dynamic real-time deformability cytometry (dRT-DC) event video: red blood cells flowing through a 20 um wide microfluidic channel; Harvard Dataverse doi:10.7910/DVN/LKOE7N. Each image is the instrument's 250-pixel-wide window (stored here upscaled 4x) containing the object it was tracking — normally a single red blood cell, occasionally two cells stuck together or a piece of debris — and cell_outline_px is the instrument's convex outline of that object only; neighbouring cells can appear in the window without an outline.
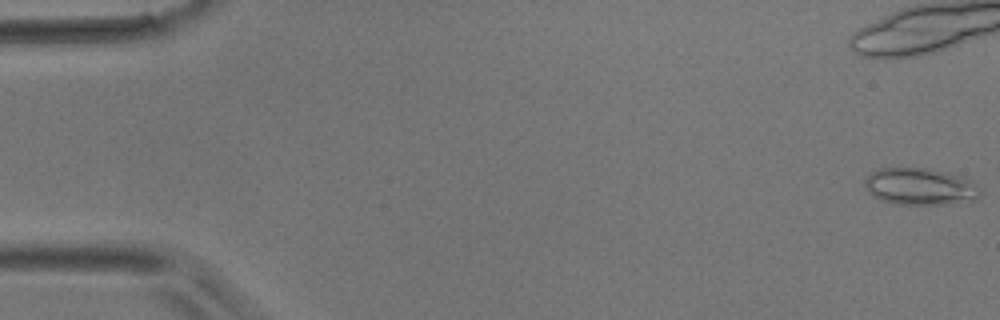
{"species": "common noctule bat (a hibernating species)", "species_latin": "Nyctalus noctula", "temperature_condition": "room temperature", "stored_images_in_passage": 15, "camera_frame_rate_fps": 3000, "um_per_image_px": 0.085, "animal": {"sex": "male", "body_mass_g": 17.9}, "frame": {"image": 1, "passage_image": 1, "time_ms": 0.0, "image_size_px": [1000, 320], "cell_outline_px": [[980, 196], [976, 200], [948, 204], [900, 204], [880, 200], [872, 196], [868, 192], [864, 184], [864, 180], [872, 172], [880, 168], [924, 168], [944, 172], [972, 180], [980, 188]], "centroid_in_image_um": [78.21, 15.87], "position_along_channel_um": 6.8, "area_um2": 24.8}}